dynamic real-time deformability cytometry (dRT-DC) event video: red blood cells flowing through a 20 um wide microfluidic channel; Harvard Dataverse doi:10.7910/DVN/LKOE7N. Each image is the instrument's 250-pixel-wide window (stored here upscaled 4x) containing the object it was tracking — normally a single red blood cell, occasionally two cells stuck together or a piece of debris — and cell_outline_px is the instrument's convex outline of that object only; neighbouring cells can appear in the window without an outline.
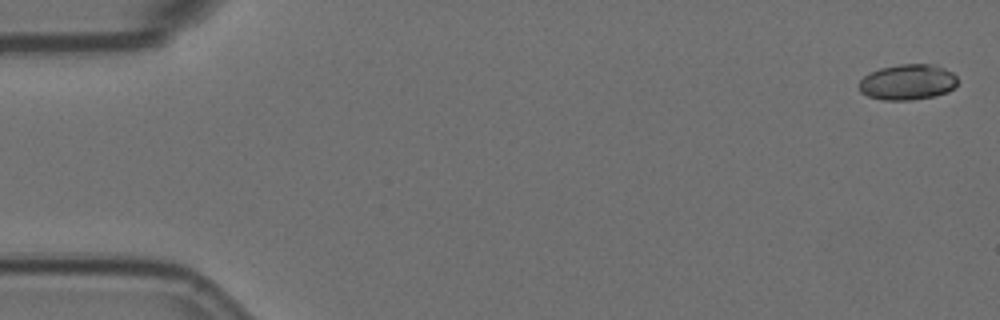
{"species": "Egyptian fruit bat (a non-hibernating species)", "species_latin": "Rousettus aegyptiacus", "temperature_condition": "room temperature", "stored_images_in_passage": 5, "camera_frame_rate_fps": 3000, "um_per_image_px": 0.085, "animal": {"sex": "female"}, "frame": {"image": 1, "passage_image": 1, "time_ms": 0.0, "image_size_px": [1000, 320], "cell_outline_px": [[960, 80], [956, 88], [948, 92], [936, 96], [912, 100], [884, 100], [868, 96], [860, 92], [856, 84], [864, 76], [880, 68], [900, 64], [932, 64], [944, 68], [952, 72]], "centroid_in_image_um": [77.18, 6.99], "position_along_channel_um": 7.8, "area_um2": 20.87}}
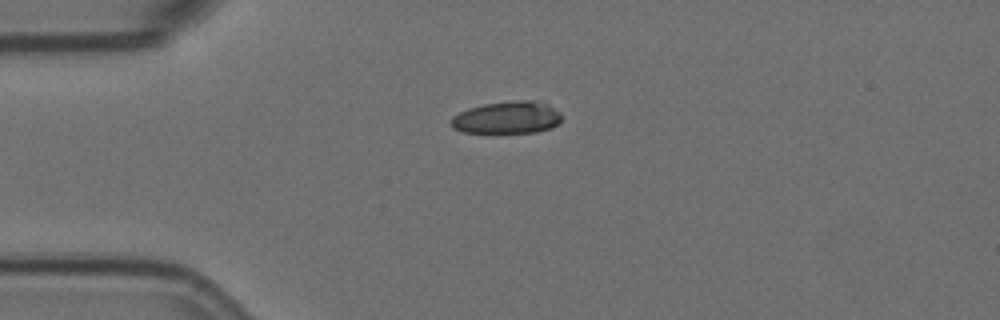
{"frame": {"image": 2, "passage_image": 4, "time_ms": 1.0, "image_size_px": [1000, 320], "cell_outline_px": [[560, 120], [552, 128], [536, 132], [464, 132], [452, 128], [448, 124], [452, 116], [468, 108], [484, 104], [512, 100], [532, 100], [548, 104], [560, 112]], "centroid_in_image_um": [43.07, 9.98], "position_along_channel_um": 41.9, "area_um2": 20.87}}